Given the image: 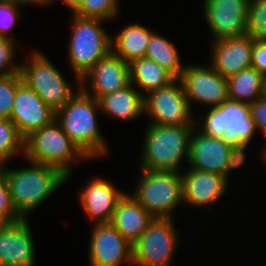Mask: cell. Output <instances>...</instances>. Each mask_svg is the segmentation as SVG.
I'll list each match as a JSON object with an SVG mask.
<instances>
[{
	"mask_svg": "<svg viewBox=\"0 0 266 266\" xmlns=\"http://www.w3.org/2000/svg\"><path fill=\"white\" fill-rule=\"evenodd\" d=\"M78 90L55 112V120L87 159L106 155V141L96 122L95 112L100 109L99 101L87 95L81 88Z\"/></svg>",
	"mask_w": 266,
	"mask_h": 266,
	"instance_id": "6da1fadb",
	"label": "cell"
},
{
	"mask_svg": "<svg viewBox=\"0 0 266 266\" xmlns=\"http://www.w3.org/2000/svg\"><path fill=\"white\" fill-rule=\"evenodd\" d=\"M30 163L33 164L31 168L16 170L4 169L5 165H2L13 208L21 219H27L29 212L67 181V177L54 167Z\"/></svg>",
	"mask_w": 266,
	"mask_h": 266,
	"instance_id": "7a4b0ae2",
	"label": "cell"
},
{
	"mask_svg": "<svg viewBox=\"0 0 266 266\" xmlns=\"http://www.w3.org/2000/svg\"><path fill=\"white\" fill-rule=\"evenodd\" d=\"M196 126L153 125L144 139L141 169L179 171L183 156L189 159L190 138Z\"/></svg>",
	"mask_w": 266,
	"mask_h": 266,
	"instance_id": "3957f363",
	"label": "cell"
},
{
	"mask_svg": "<svg viewBox=\"0 0 266 266\" xmlns=\"http://www.w3.org/2000/svg\"><path fill=\"white\" fill-rule=\"evenodd\" d=\"M204 135L221 138L235 148L244 158L257 126L252 119L250 104L227 99L217 107H211L204 117Z\"/></svg>",
	"mask_w": 266,
	"mask_h": 266,
	"instance_id": "277c9868",
	"label": "cell"
},
{
	"mask_svg": "<svg viewBox=\"0 0 266 266\" xmlns=\"http://www.w3.org/2000/svg\"><path fill=\"white\" fill-rule=\"evenodd\" d=\"M23 153L29 159L28 161L54 167L67 179L71 175V161L87 158L56 120L26 136Z\"/></svg>",
	"mask_w": 266,
	"mask_h": 266,
	"instance_id": "5b68a950",
	"label": "cell"
},
{
	"mask_svg": "<svg viewBox=\"0 0 266 266\" xmlns=\"http://www.w3.org/2000/svg\"><path fill=\"white\" fill-rule=\"evenodd\" d=\"M102 19L73 14L68 57L79 81L100 59L112 51V36L100 26Z\"/></svg>",
	"mask_w": 266,
	"mask_h": 266,
	"instance_id": "8992f818",
	"label": "cell"
},
{
	"mask_svg": "<svg viewBox=\"0 0 266 266\" xmlns=\"http://www.w3.org/2000/svg\"><path fill=\"white\" fill-rule=\"evenodd\" d=\"M133 197L154 218H171V210L183 201L182 176L177 171L141 170Z\"/></svg>",
	"mask_w": 266,
	"mask_h": 266,
	"instance_id": "52a82bcc",
	"label": "cell"
},
{
	"mask_svg": "<svg viewBox=\"0 0 266 266\" xmlns=\"http://www.w3.org/2000/svg\"><path fill=\"white\" fill-rule=\"evenodd\" d=\"M20 74L22 81L55 112L74 96L60 71L38 51L32 52L29 63L20 65Z\"/></svg>",
	"mask_w": 266,
	"mask_h": 266,
	"instance_id": "ba28073f",
	"label": "cell"
},
{
	"mask_svg": "<svg viewBox=\"0 0 266 266\" xmlns=\"http://www.w3.org/2000/svg\"><path fill=\"white\" fill-rule=\"evenodd\" d=\"M195 129L190 138L188 162L191 168L228 178L233 168H238L244 163L245 158L221 138L196 133Z\"/></svg>",
	"mask_w": 266,
	"mask_h": 266,
	"instance_id": "9c48e42d",
	"label": "cell"
},
{
	"mask_svg": "<svg viewBox=\"0 0 266 266\" xmlns=\"http://www.w3.org/2000/svg\"><path fill=\"white\" fill-rule=\"evenodd\" d=\"M147 94L144 95L143 106L144 113L146 111L152 117L151 120L153 119L151 124L196 126L190 116L191 107L180 79Z\"/></svg>",
	"mask_w": 266,
	"mask_h": 266,
	"instance_id": "30bf717a",
	"label": "cell"
},
{
	"mask_svg": "<svg viewBox=\"0 0 266 266\" xmlns=\"http://www.w3.org/2000/svg\"><path fill=\"white\" fill-rule=\"evenodd\" d=\"M171 220L172 218L153 219L147 230L132 246L133 265L169 266L178 241V233Z\"/></svg>",
	"mask_w": 266,
	"mask_h": 266,
	"instance_id": "8fae6325",
	"label": "cell"
},
{
	"mask_svg": "<svg viewBox=\"0 0 266 266\" xmlns=\"http://www.w3.org/2000/svg\"><path fill=\"white\" fill-rule=\"evenodd\" d=\"M189 104L191 100L217 107L228 97V80L217 72L212 65L210 68L185 65L180 77Z\"/></svg>",
	"mask_w": 266,
	"mask_h": 266,
	"instance_id": "7c38bea8",
	"label": "cell"
},
{
	"mask_svg": "<svg viewBox=\"0 0 266 266\" xmlns=\"http://www.w3.org/2000/svg\"><path fill=\"white\" fill-rule=\"evenodd\" d=\"M250 0H204L205 18L215 40L247 35Z\"/></svg>",
	"mask_w": 266,
	"mask_h": 266,
	"instance_id": "4fadbf2b",
	"label": "cell"
},
{
	"mask_svg": "<svg viewBox=\"0 0 266 266\" xmlns=\"http://www.w3.org/2000/svg\"><path fill=\"white\" fill-rule=\"evenodd\" d=\"M9 119L25 138L32 131L50 125L55 120L53 111L42 98L24 82L16 90Z\"/></svg>",
	"mask_w": 266,
	"mask_h": 266,
	"instance_id": "5bb4252c",
	"label": "cell"
},
{
	"mask_svg": "<svg viewBox=\"0 0 266 266\" xmlns=\"http://www.w3.org/2000/svg\"><path fill=\"white\" fill-rule=\"evenodd\" d=\"M94 227L89 242L90 265L120 266L123 261L133 264L132 245L111 223H96Z\"/></svg>",
	"mask_w": 266,
	"mask_h": 266,
	"instance_id": "9a60e30c",
	"label": "cell"
},
{
	"mask_svg": "<svg viewBox=\"0 0 266 266\" xmlns=\"http://www.w3.org/2000/svg\"><path fill=\"white\" fill-rule=\"evenodd\" d=\"M91 80V91L81 85V89L89 96L99 100L106 94L113 93L130 84V66L112 51L100 59L85 75L80 79L83 83L85 79Z\"/></svg>",
	"mask_w": 266,
	"mask_h": 266,
	"instance_id": "2e32d148",
	"label": "cell"
},
{
	"mask_svg": "<svg viewBox=\"0 0 266 266\" xmlns=\"http://www.w3.org/2000/svg\"><path fill=\"white\" fill-rule=\"evenodd\" d=\"M27 219L0 225V266H34L35 249Z\"/></svg>",
	"mask_w": 266,
	"mask_h": 266,
	"instance_id": "e0dca14e",
	"label": "cell"
},
{
	"mask_svg": "<svg viewBox=\"0 0 266 266\" xmlns=\"http://www.w3.org/2000/svg\"><path fill=\"white\" fill-rule=\"evenodd\" d=\"M253 40L248 34L216 40L212 67L225 78L250 68Z\"/></svg>",
	"mask_w": 266,
	"mask_h": 266,
	"instance_id": "ac0fdd59",
	"label": "cell"
},
{
	"mask_svg": "<svg viewBox=\"0 0 266 266\" xmlns=\"http://www.w3.org/2000/svg\"><path fill=\"white\" fill-rule=\"evenodd\" d=\"M182 176L183 200L194 206L215 203L226 191L227 178L223 175L192 168Z\"/></svg>",
	"mask_w": 266,
	"mask_h": 266,
	"instance_id": "d6986e66",
	"label": "cell"
},
{
	"mask_svg": "<svg viewBox=\"0 0 266 266\" xmlns=\"http://www.w3.org/2000/svg\"><path fill=\"white\" fill-rule=\"evenodd\" d=\"M124 195L104 179L95 178L89 182L80 194V202L84 212L95 223H110L117 202Z\"/></svg>",
	"mask_w": 266,
	"mask_h": 266,
	"instance_id": "ffe728a7",
	"label": "cell"
},
{
	"mask_svg": "<svg viewBox=\"0 0 266 266\" xmlns=\"http://www.w3.org/2000/svg\"><path fill=\"white\" fill-rule=\"evenodd\" d=\"M154 217L131 195L117 202L111 224L133 246L147 230Z\"/></svg>",
	"mask_w": 266,
	"mask_h": 266,
	"instance_id": "44dd1931",
	"label": "cell"
},
{
	"mask_svg": "<svg viewBox=\"0 0 266 266\" xmlns=\"http://www.w3.org/2000/svg\"><path fill=\"white\" fill-rule=\"evenodd\" d=\"M98 101L102 112L121 120H133L144 113V95L133 88L132 83Z\"/></svg>",
	"mask_w": 266,
	"mask_h": 266,
	"instance_id": "7402d4cb",
	"label": "cell"
},
{
	"mask_svg": "<svg viewBox=\"0 0 266 266\" xmlns=\"http://www.w3.org/2000/svg\"><path fill=\"white\" fill-rule=\"evenodd\" d=\"M153 33L139 24H130L112 38V52L130 64L133 60L145 57Z\"/></svg>",
	"mask_w": 266,
	"mask_h": 266,
	"instance_id": "603a6c76",
	"label": "cell"
},
{
	"mask_svg": "<svg viewBox=\"0 0 266 266\" xmlns=\"http://www.w3.org/2000/svg\"><path fill=\"white\" fill-rule=\"evenodd\" d=\"M130 83L145 92L168 86L175 78L148 57L133 60L130 64Z\"/></svg>",
	"mask_w": 266,
	"mask_h": 266,
	"instance_id": "cb8c5ba5",
	"label": "cell"
},
{
	"mask_svg": "<svg viewBox=\"0 0 266 266\" xmlns=\"http://www.w3.org/2000/svg\"><path fill=\"white\" fill-rule=\"evenodd\" d=\"M227 80L229 99L251 104L263 96L264 76L253 67L229 76Z\"/></svg>",
	"mask_w": 266,
	"mask_h": 266,
	"instance_id": "d4e9b609",
	"label": "cell"
},
{
	"mask_svg": "<svg viewBox=\"0 0 266 266\" xmlns=\"http://www.w3.org/2000/svg\"><path fill=\"white\" fill-rule=\"evenodd\" d=\"M145 57L155 61L175 79H180L185 70V65H181L173 43L156 33L151 35Z\"/></svg>",
	"mask_w": 266,
	"mask_h": 266,
	"instance_id": "484cf974",
	"label": "cell"
},
{
	"mask_svg": "<svg viewBox=\"0 0 266 266\" xmlns=\"http://www.w3.org/2000/svg\"><path fill=\"white\" fill-rule=\"evenodd\" d=\"M24 151V138L10 119H0V165L18 151Z\"/></svg>",
	"mask_w": 266,
	"mask_h": 266,
	"instance_id": "4316f807",
	"label": "cell"
},
{
	"mask_svg": "<svg viewBox=\"0 0 266 266\" xmlns=\"http://www.w3.org/2000/svg\"><path fill=\"white\" fill-rule=\"evenodd\" d=\"M246 20L248 35L254 40L266 39V0H250Z\"/></svg>",
	"mask_w": 266,
	"mask_h": 266,
	"instance_id": "83f0119b",
	"label": "cell"
},
{
	"mask_svg": "<svg viewBox=\"0 0 266 266\" xmlns=\"http://www.w3.org/2000/svg\"><path fill=\"white\" fill-rule=\"evenodd\" d=\"M119 0H84L73 13L84 18L111 19L116 16Z\"/></svg>",
	"mask_w": 266,
	"mask_h": 266,
	"instance_id": "f1b7e54d",
	"label": "cell"
},
{
	"mask_svg": "<svg viewBox=\"0 0 266 266\" xmlns=\"http://www.w3.org/2000/svg\"><path fill=\"white\" fill-rule=\"evenodd\" d=\"M22 82L20 73L0 76V119H9L17 87Z\"/></svg>",
	"mask_w": 266,
	"mask_h": 266,
	"instance_id": "f546056e",
	"label": "cell"
},
{
	"mask_svg": "<svg viewBox=\"0 0 266 266\" xmlns=\"http://www.w3.org/2000/svg\"><path fill=\"white\" fill-rule=\"evenodd\" d=\"M21 220L13 208L10 190L5 174L0 165V225H7Z\"/></svg>",
	"mask_w": 266,
	"mask_h": 266,
	"instance_id": "4dcf8cb0",
	"label": "cell"
},
{
	"mask_svg": "<svg viewBox=\"0 0 266 266\" xmlns=\"http://www.w3.org/2000/svg\"><path fill=\"white\" fill-rule=\"evenodd\" d=\"M13 45L11 38L0 37V76L20 73V64L17 66L13 62V56H15Z\"/></svg>",
	"mask_w": 266,
	"mask_h": 266,
	"instance_id": "1f68e13d",
	"label": "cell"
},
{
	"mask_svg": "<svg viewBox=\"0 0 266 266\" xmlns=\"http://www.w3.org/2000/svg\"><path fill=\"white\" fill-rule=\"evenodd\" d=\"M24 5L21 2H11L0 0V37L9 38L5 33L10 30L19 18V8L17 5Z\"/></svg>",
	"mask_w": 266,
	"mask_h": 266,
	"instance_id": "d6a6232c",
	"label": "cell"
},
{
	"mask_svg": "<svg viewBox=\"0 0 266 266\" xmlns=\"http://www.w3.org/2000/svg\"><path fill=\"white\" fill-rule=\"evenodd\" d=\"M251 67L266 76V39L253 40Z\"/></svg>",
	"mask_w": 266,
	"mask_h": 266,
	"instance_id": "836d02e7",
	"label": "cell"
},
{
	"mask_svg": "<svg viewBox=\"0 0 266 266\" xmlns=\"http://www.w3.org/2000/svg\"><path fill=\"white\" fill-rule=\"evenodd\" d=\"M252 119L257 129L266 134V98L262 96L250 104Z\"/></svg>",
	"mask_w": 266,
	"mask_h": 266,
	"instance_id": "e575fe53",
	"label": "cell"
},
{
	"mask_svg": "<svg viewBox=\"0 0 266 266\" xmlns=\"http://www.w3.org/2000/svg\"><path fill=\"white\" fill-rule=\"evenodd\" d=\"M84 0H62L74 13L83 3Z\"/></svg>",
	"mask_w": 266,
	"mask_h": 266,
	"instance_id": "d590c367",
	"label": "cell"
},
{
	"mask_svg": "<svg viewBox=\"0 0 266 266\" xmlns=\"http://www.w3.org/2000/svg\"><path fill=\"white\" fill-rule=\"evenodd\" d=\"M54 0H21V3H24L25 5L28 3H35V4H49L52 3Z\"/></svg>",
	"mask_w": 266,
	"mask_h": 266,
	"instance_id": "8d00e7d4",
	"label": "cell"
},
{
	"mask_svg": "<svg viewBox=\"0 0 266 266\" xmlns=\"http://www.w3.org/2000/svg\"><path fill=\"white\" fill-rule=\"evenodd\" d=\"M263 96L266 98V76H264V91Z\"/></svg>",
	"mask_w": 266,
	"mask_h": 266,
	"instance_id": "74e56055",
	"label": "cell"
},
{
	"mask_svg": "<svg viewBox=\"0 0 266 266\" xmlns=\"http://www.w3.org/2000/svg\"><path fill=\"white\" fill-rule=\"evenodd\" d=\"M265 147H266V146H265ZM263 155H264V156H263V159L265 160L264 163L266 164V148H265V150L263 151Z\"/></svg>",
	"mask_w": 266,
	"mask_h": 266,
	"instance_id": "f35d334b",
	"label": "cell"
},
{
	"mask_svg": "<svg viewBox=\"0 0 266 266\" xmlns=\"http://www.w3.org/2000/svg\"><path fill=\"white\" fill-rule=\"evenodd\" d=\"M3 1L21 2V0H3Z\"/></svg>",
	"mask_w": 266,
	"mask_h": 266,
	"instance_id": "ab89813d",
	"label": "cell"
}]
</instances>
